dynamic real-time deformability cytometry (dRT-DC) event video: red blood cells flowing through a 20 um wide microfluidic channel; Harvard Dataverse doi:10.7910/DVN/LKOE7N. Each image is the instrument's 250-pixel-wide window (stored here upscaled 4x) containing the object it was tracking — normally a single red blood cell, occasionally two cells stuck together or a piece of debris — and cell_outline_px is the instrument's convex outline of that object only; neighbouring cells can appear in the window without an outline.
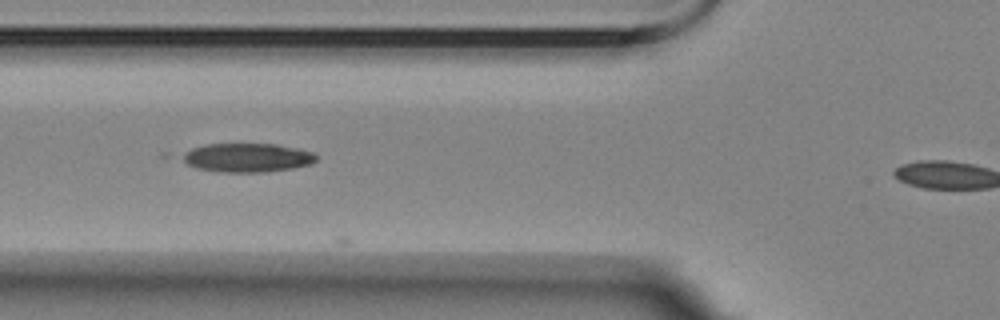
{"species": "Egyptian fruit bat (a non-hibernating species)", "species_latin": "Rousettus aegyptiacus", "temperature_condition": "room temperature", "stored_images_in_passage": 7, "camera_frame_rate_fps": 3000, "um_per_image_px": 0.085, "animal": {"sex": "female"}, "frame": {"image": 1, "passage_image": 4, "time_ms": 3.333, "image_size_px": [1000, 320], "cell_outline_px": [[316, 160], [312, 164], [292, 168], [264, 172], [216, 172], [196, 168], [188, 164], [176, 156], [192, 148], [208, 144], [276, 144], [296, 148], [312, 152], [316, 156]], "centroid_in_image_um": [20.95, 13.4], "position_along_channel_um": 104.8, "area_um2": 22.66}}
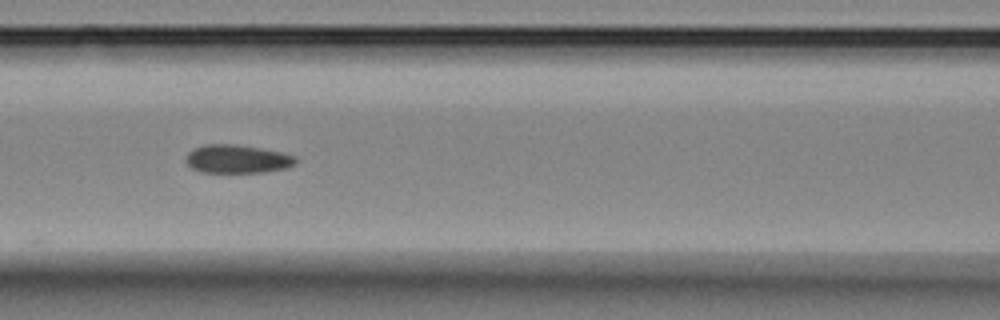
{"frame": {"image": 2, "passage_image": 6, "time_ms": 6.667, "image_size_px": [1000, 320], "cell_outline_px": [[296, 164], [288, 168], [264, 172], [200, 172], [192, 168], [184, 160], [188, 152], [204, 144], [232, 144], [280, 152], [296, 156]], "centroid_in_image_um": [20.16, 13.52], "position_along_channel_um": 146.4, "area_um2": 18.03}}
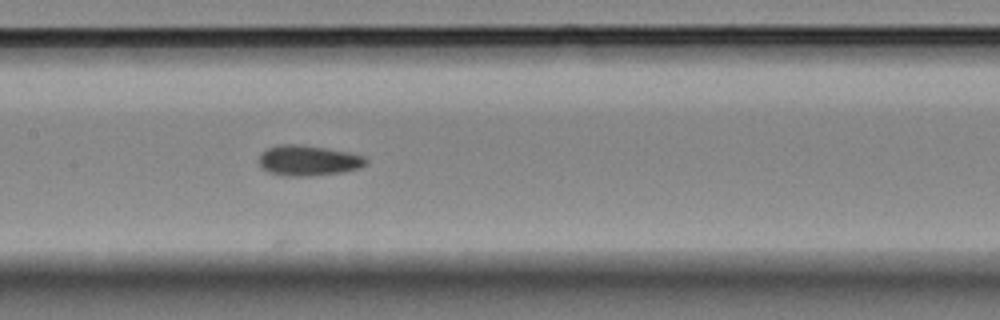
{"frame": {"image": 3, "passage_image": 7, "time_ms": 7.667, "image_size_px": [1000, 320], "cell_outline_px": [[368, 164], [360, 168], [344, 172], [308, 176], [288, 176], [268, 172], [260, 168], [260, 156], [268, 148], [280, 144], [296, 144], [324, 148], [348, 152], [364, 156], [368, 160]], "centroid_in_image_um": [26.24, 13.65], "position_along_channel_um": 181.2, "area_um2": 18.9}}